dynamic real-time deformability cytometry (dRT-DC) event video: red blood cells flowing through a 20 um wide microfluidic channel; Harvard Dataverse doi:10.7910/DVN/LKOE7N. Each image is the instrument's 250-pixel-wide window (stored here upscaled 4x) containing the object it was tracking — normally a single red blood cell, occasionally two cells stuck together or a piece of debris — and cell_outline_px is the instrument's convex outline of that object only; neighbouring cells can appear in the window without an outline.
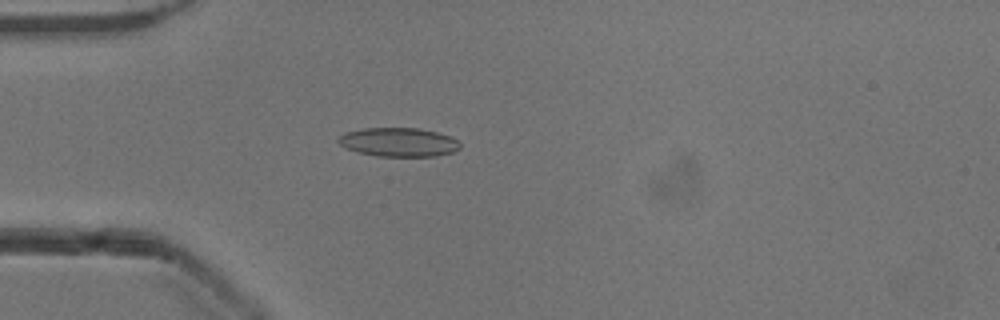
{"species": "common noctule bat (a hibernating species)", "species_latin": "Nyctalus noctula", "temperature_condition": "cold", "stored_images_in_passage": 52, "camera_frame_rate_fps": 3000, "um_per_image_px": 0.085, "animal": {"sex": "male", "body_mass_g": 13.3}, "frame": {"image": 1, "passage_image": 15, "time_ms": 4.667, "image_size_px": [1000, 320], "cell_outline_px": [[460, 148], [452, 152], [436, 156], [376, 156], [356, 152], [340, 144], [336, 140], [344, 132], [364, 128], [420, 128], [452, 136], [460, 144]], "centroid_in_image_um": [33.87, 12.08], "position_along_channel_um": 51.1, "area_um2": 20.52}}
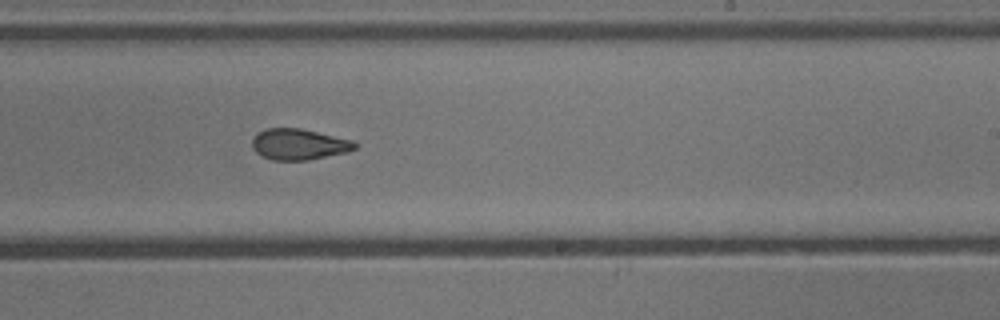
{"frame": {"image": 2, "passage_image": 32, "time_ms": 10.333, "image_size_px": [1000, 320], "cell_outline_px": [[356, 148], [348, 152], [308, 160], [272, 160], [260, 156], [252, 148], [252, 140], [264, 128], [300, 128], [352, 140], [356, 144]], "centroid_in_image_um": [25.39, 12.27], "position_along_channel_um": 263.6, "area_um2": 18.5}}
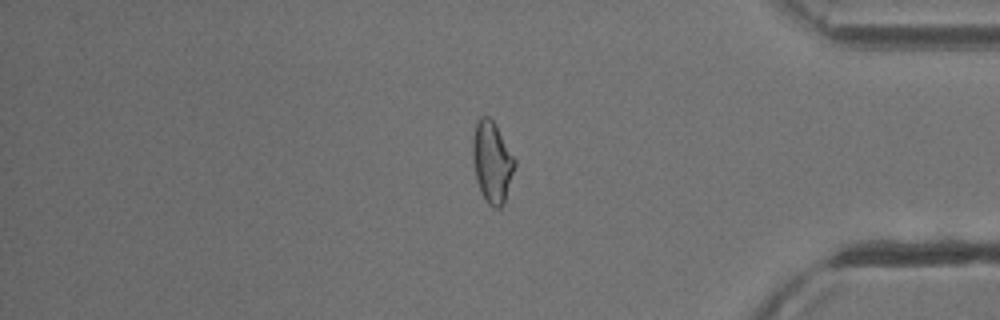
{"frame": {"image": 3, "passage_image": 44, "time_ms": 14.333, "image_size_px": [1000, 320], "cell_outline_px": [[516, 164], [504, 204], [500, 208], [492, 208], [488, 204], [480, 188], [476, 176], [472, 156], [472, 136], [476, 124], [480, 116], [488, 116], [496, 124], [516, 160]], "centroid_in_image_um": [41.83, 13.75], "position_along_channel_um": 393.4, "area_um2": 19.88}, "authors_computed_cell_mechanics": {"area_um2": 19.5075, "velocity_mm_per_s": 3.9146, "shape_relaxation_time_tau1_ms": 5.1729, "shape_relaxation_time_tau2_ms": 2.8777, "deformation_change_tau1": 0.1202, "deformation_change_tau2": 0.094}}